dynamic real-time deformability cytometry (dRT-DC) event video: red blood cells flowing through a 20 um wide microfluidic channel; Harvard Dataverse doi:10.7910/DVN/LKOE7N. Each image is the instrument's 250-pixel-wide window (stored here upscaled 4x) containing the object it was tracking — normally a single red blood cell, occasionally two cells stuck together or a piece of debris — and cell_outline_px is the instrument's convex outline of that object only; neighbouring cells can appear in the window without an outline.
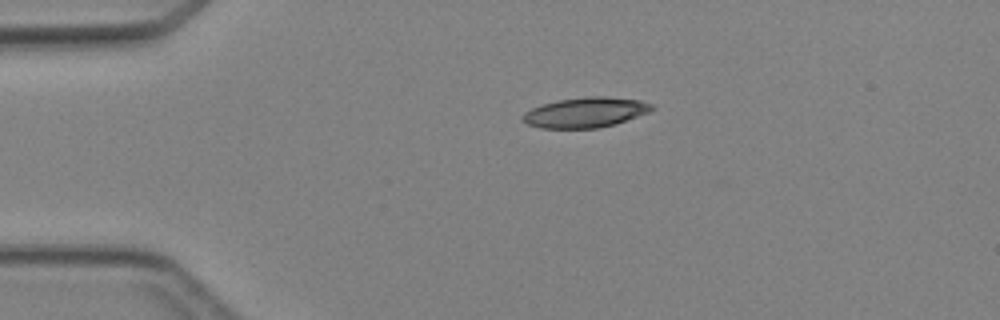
{"species": "Egyptian fruit bat (a non-hibernating species)", "species_latin": "Rousettus aegyptiacus", "temperature_condition": "cold", "stored_images_in_passage": 3, "camera_frame_rate_fps": 3000, "um_per_image_px": 0.085, "animal": {"sex": "female"}, "frame": {"image": 1, "passage_image": 1, "time_ms": 0.0, "image_size_px": [1000, 320], "cell_outline_px": [[656, 108], [648, 112], [616, 124], [600, 128], [540, 128], [528, 124], [524, 120], [524, 112], [532, 108], [556, 100], [588, 96], [604, 96], [640, 100], [652, 104]], "centroid_in_image_um": [49.8, 9.55], "position_along_channel_um": 35.2, "area_um2": 22.6}}